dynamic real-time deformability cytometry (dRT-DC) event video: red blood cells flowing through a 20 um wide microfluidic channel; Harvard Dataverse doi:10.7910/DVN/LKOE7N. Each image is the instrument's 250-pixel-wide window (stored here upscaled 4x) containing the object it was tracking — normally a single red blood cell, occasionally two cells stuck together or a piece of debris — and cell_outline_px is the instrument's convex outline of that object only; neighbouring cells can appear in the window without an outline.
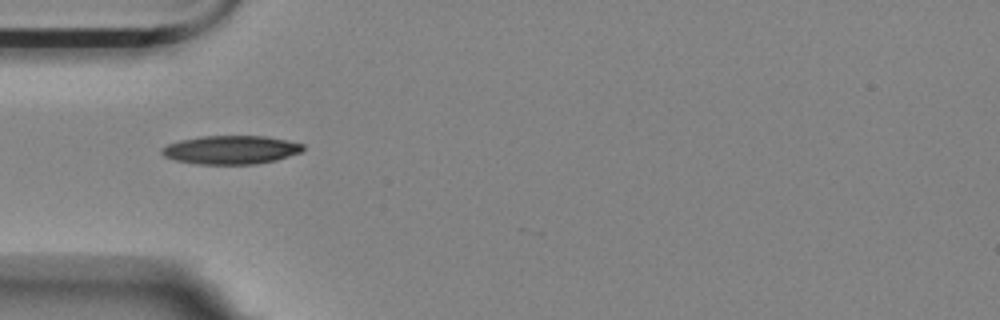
{"species": "Egyptian fruit bat (a non-hibernating species)", "species_latin": "Rousettus aegyptiacus", "temperature_condition": "room temperature", "stored_images_in_passage": 30, "camera_frame_rate_fps": 3000, "um_per_image_px": 0.085, "animal": {"sex": "female"}, "frame": {"image": 1, "passage_image": 1, "time_ms": 0.0, "image_size_px": [1000, 320], "cell_outline_px": [[304, 148], [300, 152], [276, 160], [256, 164], [200, 164], [176, 160], [164, 156], [160, 152], [160, 148], [168, 144], [180, 140], [200, 136], [268, 136], [288, 140], [304, 144]], "centroid_in_image_um": [19.63, 12.73], "position_along_channel_um": 65.4, "area_um2": 23.52}}
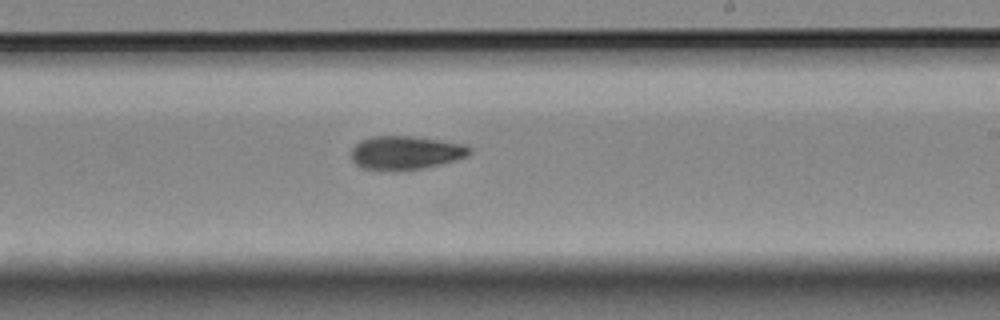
{"frame": {"image": 2, "passage_image": 17, "time_ms": 5.333, "image_size_px": [1000, 320], "cell_outline_px": [[472, 152], [468, 156], [420, 168], [396, 172], [388, 172], [364, 168], [356, 164], [352, 160], [352, 148], [360, 140], [372, 136], [412, 136], [464, 144], [472, 148]], "centroid_in_image_um": [34.44, 12.99], "position_along_channel_um": 254.6, "area_um2": 23.18}}
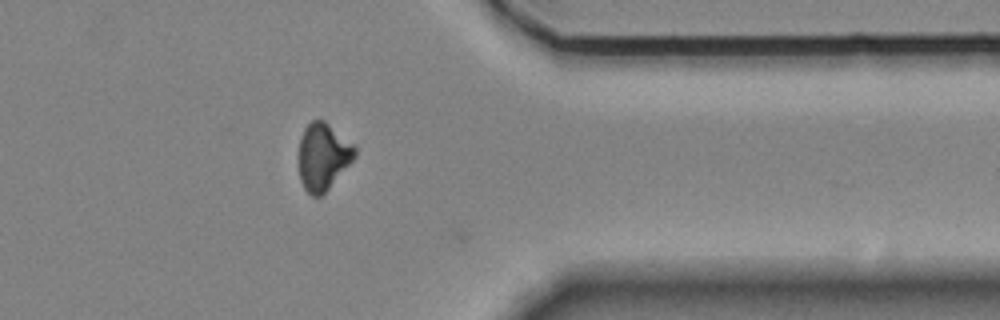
{"frame": {"image": 3, "passage_image": 29, "time_ms": 9.333, "image_size_px": [1000, 320], "cell_outline_px": [[356, 156], [328, 188], [320, 196], [312, 196], [304, 188], [300, 180], [300, 140], [304, 128], [312, 120], [324, 120], [356, 144]], "centroid_in_image_um": [27.48, 13.27], "position_along_channel_um": 383.9, "area_um2": 21.68}, "authors_computed_cell_mechanics": {"area_um2": 22.8021, "velocity_mm_per_s": 3.5382, "shape_relaxation_time_tau1_ms": 7.653, "shape_relaxation_time_tau2_ms": null, "deformation_change_tau1": 0.1673, "deformation_change_tau2": null}}